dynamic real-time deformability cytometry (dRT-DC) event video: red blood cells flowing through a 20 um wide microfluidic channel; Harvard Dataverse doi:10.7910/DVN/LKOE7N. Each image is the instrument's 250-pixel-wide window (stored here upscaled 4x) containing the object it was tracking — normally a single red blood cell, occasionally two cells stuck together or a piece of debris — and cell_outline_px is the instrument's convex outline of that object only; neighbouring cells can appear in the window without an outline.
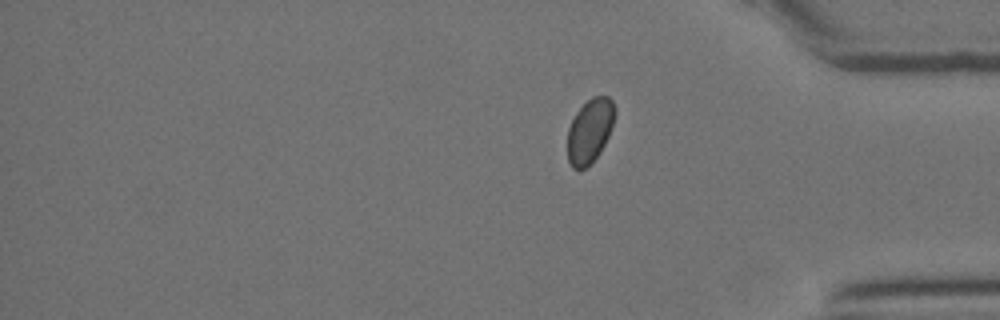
{"species": "Egyptian fruit bat (a non-hibernating species)", "species_latin": "Rousettus aegyptiacus", "temperature_condition": "room temperature", "stored_images_in_passage": 31, "segment_of_instrument_passage": [2, 2], "camera_frame_rate_fps": 3000, "um_per_image_px": 0.085, "animal": {"sex": "female"}, "frame": {"image": 1, "passage_image": 31, "time_ms": 10.0, "image_size_px": [1000, 320], "cell_outline_px": [[616, 112], [608, 136], [600, 152], [584, 168], [572, 168], [568, 160], [568, 128], [576, 112], [592, 96], [608, 96], [612, 100], [616, 108]], "centroid_in_image_um": [50.14, 11.08], "position_along_channel_um": 385.1, "area_um2": 17.4}}